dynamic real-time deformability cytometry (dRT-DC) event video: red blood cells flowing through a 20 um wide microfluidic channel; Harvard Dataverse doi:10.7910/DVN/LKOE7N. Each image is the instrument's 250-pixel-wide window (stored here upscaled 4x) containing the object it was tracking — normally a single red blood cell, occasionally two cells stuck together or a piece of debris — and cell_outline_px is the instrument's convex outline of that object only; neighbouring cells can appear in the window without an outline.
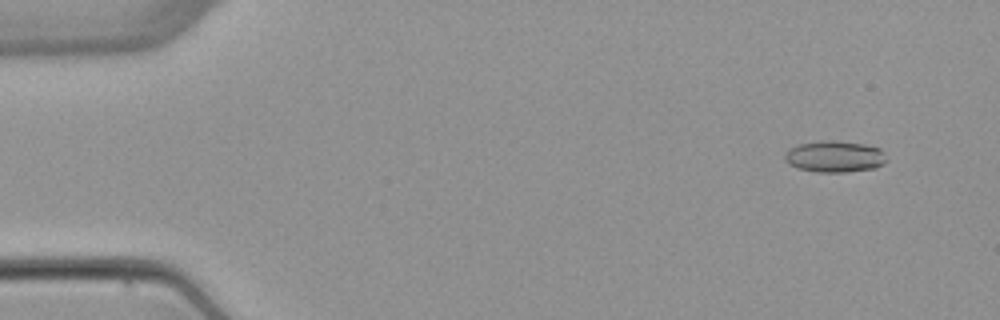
{"species": "common noctule bat (a hibernating species)", "species_latin": "Nyctalus noctula", "temperature_condition": "warm", "stored_images_in_passage": 4, "camera_frame_rate_fps": 3000, "um_per_image_px": 0.085, "animal": {"sex": "female", "body_mass_g": 22.7, "forearm_length_mm": 54.2}, "frame": {"image": 1, "passage_image": 1, "time_ms": 0.0, "image_size_px": [1000, 320], "cell_outline_px": [[888, 160], [884, 164], [876, 168], [844, 172], [816, 172], [796, 168], [788, 164], [784, 160], [784, 152], [788, 148], [796, 144], [820, 140], [832, 140], [864, 144], [880, 148], [884, 152]], "centroid_in_image_um": [70.91, 13.3], "position_along_channel_um": 14.1, "area_um2": 19.13}}
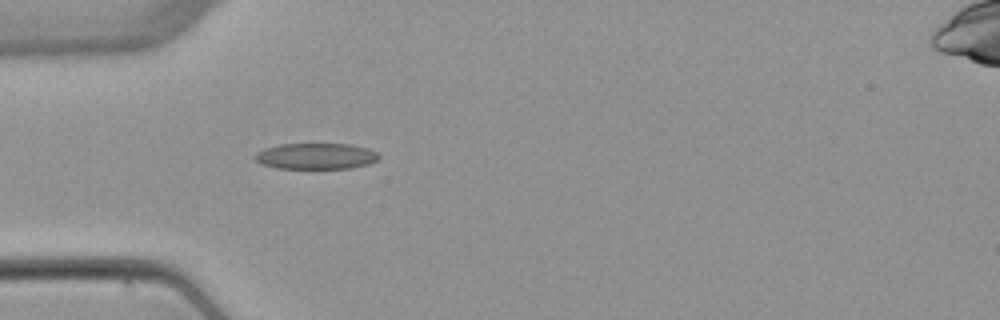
{"frame": {"image": 2, "passage_image": 4, "time_ms": 4.0, "image_size_px": [1000, 320], "cell_outline_px": [[380, 156], [376, 160], [368, 164], [348, 168], [276, 168], [260, 164], [252, 156], [256, 152], [264, 148], [280, 144], [352, 144], [368, 148], [376, 152]], "centroid_in_image_um": [26.81, 13.26], "position_along_channel_um": 58.2, "area_um2": 18.84}}